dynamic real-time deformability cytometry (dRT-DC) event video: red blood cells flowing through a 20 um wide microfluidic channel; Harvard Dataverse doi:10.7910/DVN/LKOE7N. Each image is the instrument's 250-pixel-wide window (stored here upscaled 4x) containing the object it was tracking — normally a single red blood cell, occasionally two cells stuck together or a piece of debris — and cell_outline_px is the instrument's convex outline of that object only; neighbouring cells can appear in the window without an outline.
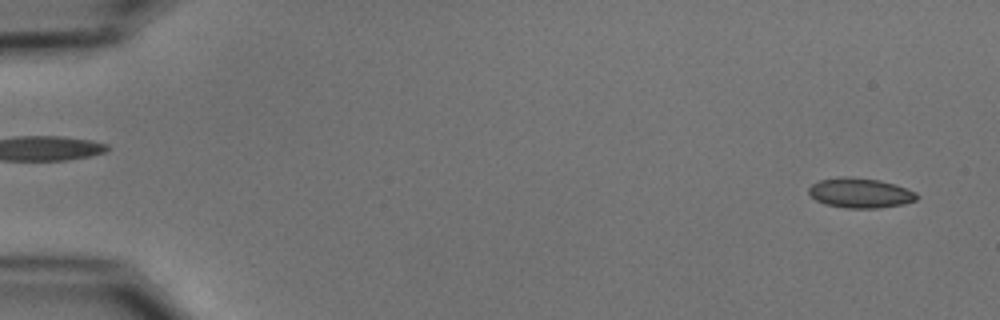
{"species": "common noctule bat (a hibernating species)", "species_latin": "Nyctalus noctula", "temperature_condition": "cold", "stored_images_in_passage": 12, "camera_frame_rate_fps": 3000, "um_per_image_px": 0.085, "animal": {"sex": "male", "body_mass_g": 15.6}, "frame": {"image": 1, "passage_image": 2, "time_ms": 0.333, "image_size_px": [1000, 320], "cell_outline_px": [[920, 196], [916, 200], [904, 204], [876, 208], [848, 208], [824, 204], [816, 200], [808, 192], [808, 188], [812, 184], [820, 180], [840, 176], [848, 176], [880, 180], [916, 192]], "centroid_in_image_um": [73.1, 16.4], "position_along_channel_um": 11.9, "area_um2": 18.79}}